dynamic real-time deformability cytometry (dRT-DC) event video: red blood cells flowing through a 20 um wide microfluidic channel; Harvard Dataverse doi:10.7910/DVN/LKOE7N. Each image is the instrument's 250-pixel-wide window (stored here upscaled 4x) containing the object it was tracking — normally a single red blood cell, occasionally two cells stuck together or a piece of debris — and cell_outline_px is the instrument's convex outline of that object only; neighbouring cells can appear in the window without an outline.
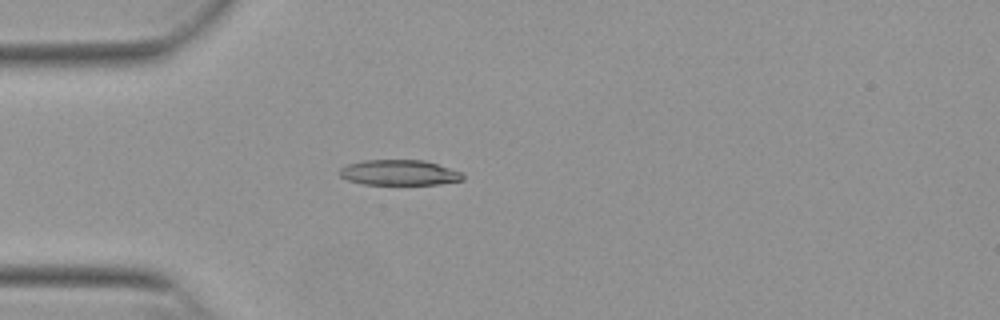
{"species": "Egyptian fruit bat (a non-hibernating species)", "species_latin": "Rousettus aegyptiacus", "temperature_condition": "warm", "stored_images_in_passage": 52, "camera_frame_rate_fps": 3000, "um_per_image_px": 0.085, "animal": {"sex": "female"}, "frame": {"image": 1, "passage_image": 14, "time_ms": 4.333, "image_size_px": [1000, 320], "cell_outline_px": [[464, 180], [440, 184], [364, 184], [348, 180], [340, 176], [340, 168], [348, 164], [364, 160], [424, 160], [460, 172], [464, 176]], "centroid_in_image_um": [33.93, 14.67], "position_along_channel_um": 51.1, "area_um2": 18.03}}
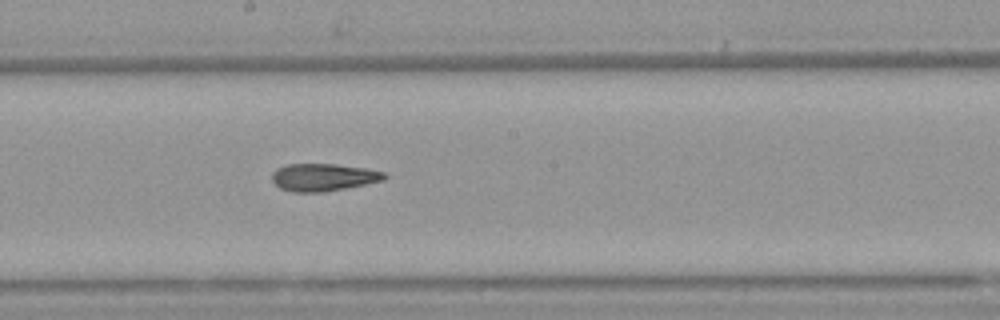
{"frame": {"image": 2, "passage_image": 28, "time_ms": 9.0, "image_size_px": [1000, 320], "cell_outline_px": [[388, 176], [384, 180], [324, 192], [292, 192], [280, 188], [272, 180], [272, 172], [276, 168], [288, 164], [336, 164], [364, 168], [384, 172]], "centroid_in_image_um": [27.46, 15.06], "position_along_channel_um": 220.7, "area_um2": 17.92}}
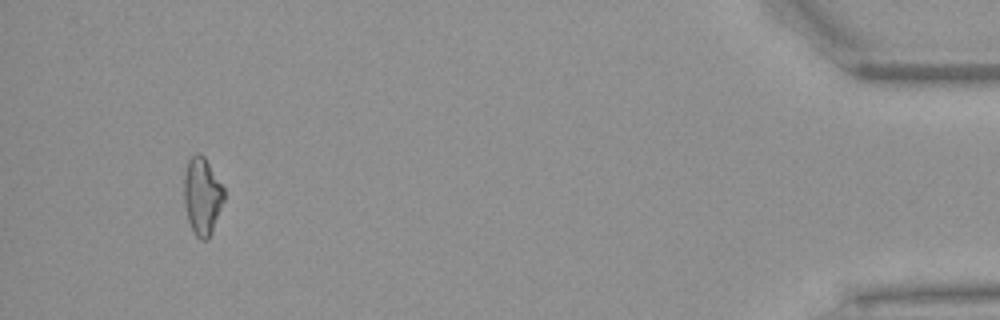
{"frame": {"image": 3, "passage_image": 49, "time_ms": 16.0, "image_size_px": [1000, 320], "cell_outline_px": [[224, 200], [212, 232], [208, 240], [200, 240], [196, 236], [188, 220], [184, 204], [184, 176], [188, 160], [196, 152], [200, 152], [204, 156], [224, 188]], "centroid_in_image_um": [17.18, 16.66], "position_along_channel_um": 418.0, "area_um2": 18.03}, "authors_computed_cell_mechanics": {"area_um2": 18.1492, "velocity_mm_per_s": 3.874, "shape_relaxation_time_tau1_ms": null, "shape_relaxation_time_tau2_ms": 5.6541, "deformation_change_tau1": null, "deformation_change_tau2": 0.1767}}